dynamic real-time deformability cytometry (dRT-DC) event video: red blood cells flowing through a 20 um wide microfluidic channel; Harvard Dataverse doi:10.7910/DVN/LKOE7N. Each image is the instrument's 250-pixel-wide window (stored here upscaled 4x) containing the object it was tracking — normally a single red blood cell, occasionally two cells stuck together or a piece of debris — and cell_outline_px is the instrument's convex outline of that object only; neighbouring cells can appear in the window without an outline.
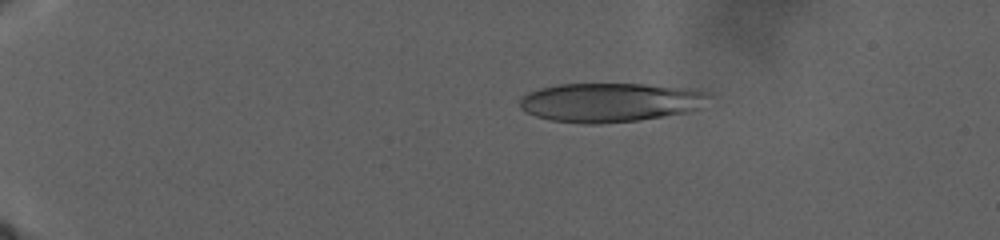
{"species": "human", "species_latin": "Homo sapiens", "temperature_condition": "warm", "stored_images_in_passage": 136, "camera_frame_rate_fps": 3000, "um_per_image_px": 0.085, "donor": {"sex": "male"}, "frame": {"image": 1, "passage_image": 5, "time_ms": 1.0, "image_size_px": [1000, 240], "cell_outline_px": [[708, 96], [704, 108], [688, 112], [640, 120], [600, 124], [584, 124], [552, 120], [536, 116], [524, 112], [520, 108], [520, 100], [528, 92], [540, 88], [560, 84], [644, 84], [692, 88], [704, 92]], "centroid_in_image_um": [51.89, 8.7], "position_along_channel_um": 33.1, "area_um2": 43.29}}
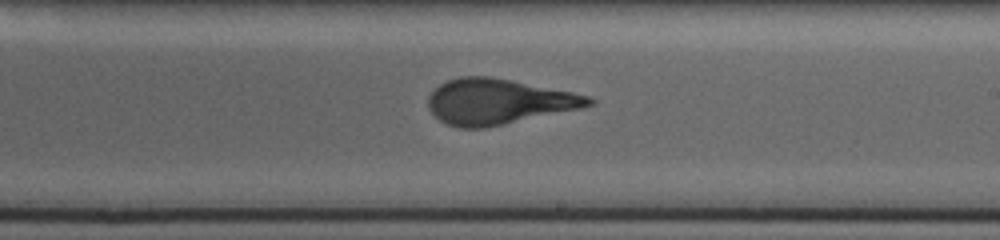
{"frame": {"image": 2, "passage_image": 77, "time_ms": 18.0, "image_size_px": [1000, 240], "cell_outline_px": [[596, 100], [592, 104], [580, 108], [504, 124], [484, 128], [460, 128], [448, 124], [440, 120], [428, 108], [428, 96], [440, 84], [448, 80], [460, 76], [488, 76], [512, 80], [572, 92], [588, 96]], "centroid_in_image_um": [42.33, 8.63], "position_along_channel_um": 246.7, "area_um2": 42.08}}
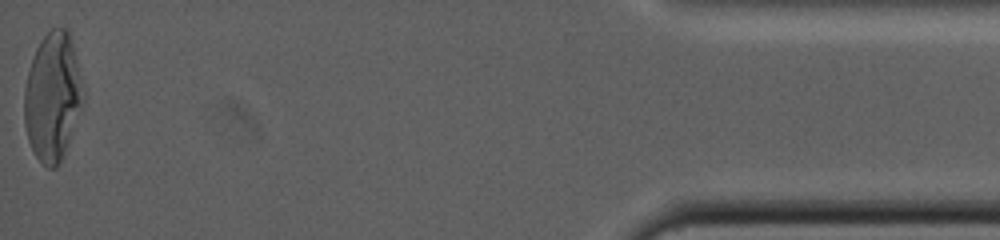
{"frame": {"image": 3, "passage_image": 136, "time_ms": 31.667, "image_size_px": [1000, 240], "cell_outline_px": [[84, 104], [64, 156], [56, 168], [48, 168], [36, 156], [28, 140], [24, 124], [24, 88], [28, 72], [36, 48], [40, 40], [52, 28], [68, 28], [72, 40], [84, 88]], "centroid_in_image_um": [4.5, 8.23], "position_along_channel_um": 430.7, "area_um2": 44.51}}